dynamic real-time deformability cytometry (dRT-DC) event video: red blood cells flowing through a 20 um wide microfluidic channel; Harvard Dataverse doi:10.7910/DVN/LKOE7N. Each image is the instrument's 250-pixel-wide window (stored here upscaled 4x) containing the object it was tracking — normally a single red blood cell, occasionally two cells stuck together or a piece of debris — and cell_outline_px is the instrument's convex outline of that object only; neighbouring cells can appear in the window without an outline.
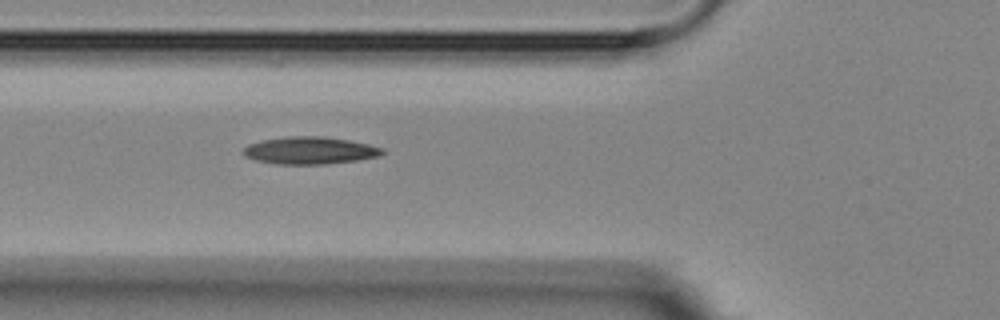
{"species": "Egyptian fruit bat (a non-hibernating species)", "species_latin": "Rousettus aegyptiacus", "temperature_condition": "room temperature", "stored_images_in_passage": 2, "camera_frame_rate_fps": 3000, "um_per_image_px": 0.085, "animal": {"sex": "female"}, "frame": {"image": 1, "passage_image": 2, "time_ms": 1.667, "image_size_px": [1000, 320], "cell_outline_px": [[384, 152], [380, 156], [356, 160], [324, 164], [280, 164], [256, 160], [244, 156], [244, 148], [248, 144], [260, 140], [288, 136], [324, 136], [348, 140], [368, 144], [384, 148]], "centroid_in_image_um": [26.34, 12.78], "position_along_channel_um": 99.5, "area_um2": 22.08}}